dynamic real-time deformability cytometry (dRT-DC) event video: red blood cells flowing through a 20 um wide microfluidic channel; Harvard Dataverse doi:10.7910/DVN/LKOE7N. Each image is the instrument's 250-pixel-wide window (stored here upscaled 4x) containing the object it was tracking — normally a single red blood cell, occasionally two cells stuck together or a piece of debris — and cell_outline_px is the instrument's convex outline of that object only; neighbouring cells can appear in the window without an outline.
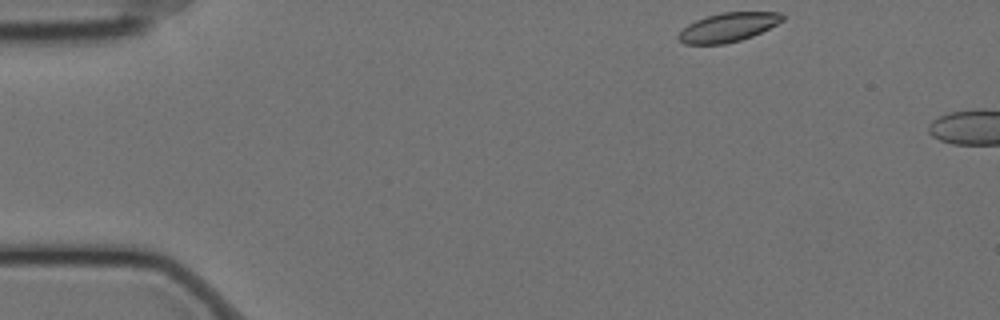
{"species": "Egyptian fruit bat (a non-hibernating species)", "species_latin": "Rousettus aegyptiacus", "temperature_condition": "cold", "stored_images_in_passage": 4, "camera_frame_rate_fps": 3000, "um_per_image_px": 0.085, "animal": {"sex": "female"}, "frame": {"image": 1, "passage_image": 1, "time_ms": 0.0, "image_size_px": [1000, 320], "cell_outline_px": [[784, 20], [752, 36], [740, 40], [724, 44], [684, 44], [676, 36], [688, 24], [696, 20], [720, 12], [780, 12], [784, 16]], "centroid_in_image_um": [61.88, 2.31], "position_along_channel_um": 23.1, "area_um2": 17.4}}